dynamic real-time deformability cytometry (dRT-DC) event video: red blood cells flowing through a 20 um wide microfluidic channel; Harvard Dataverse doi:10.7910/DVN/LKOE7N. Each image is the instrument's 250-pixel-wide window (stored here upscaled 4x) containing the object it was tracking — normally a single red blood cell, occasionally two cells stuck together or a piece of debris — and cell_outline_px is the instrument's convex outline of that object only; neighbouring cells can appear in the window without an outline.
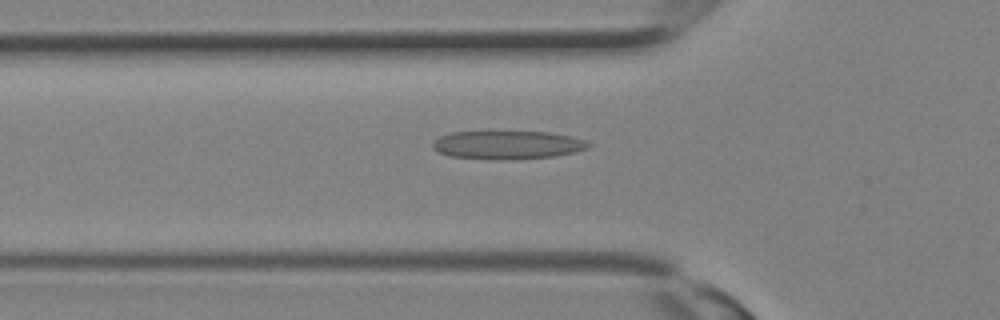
{"species": "Egyptian fruit bat (a non-hibernating species)", "species_latin": "Rousettus aegyptiacus", "temperature_condition": "room temperature", "stored_images_in_passage": 27, "camera_frame_rate_fps": 3000, "um_per_image_px": 0.085, "animal": {"sex": "female"}, "frame": {"image": 1, "passage_image": 7, "time_ms": 2.0, "image_size_px": [1000, 320], "cell_outline_px": [[592, 144], [588, 148], [576, 152], [556, 156], [520, 160], [488, 160], [448, 156], [432, 148], [432, 140], [440, 136], [452, 132], [548, 132], [568, 136], [584, 140]], "centroid_in_image_um": [43.11, 12.34], "position_along_channel_um": 82.7, "area_um2": 26.13}}
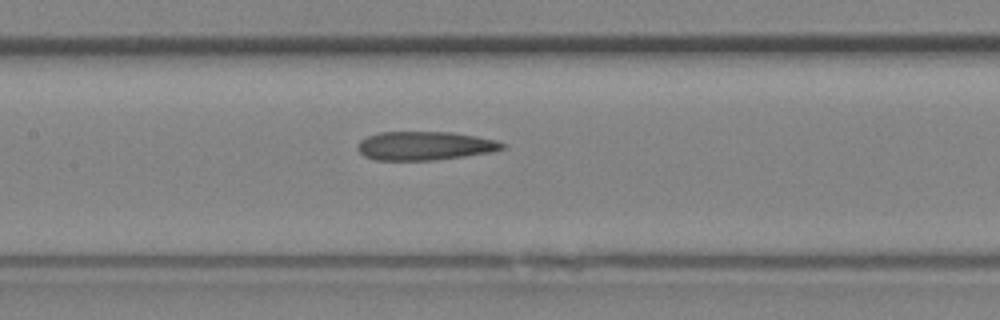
{"frame": {"image": 2, "passage_image": 11, "time_ms": 3.333, "image_size_px": [1000, 320], "cell_outline_px": [[508, 148], [492, 152], [464, 156], [432, 160], [372, 160], [364, 156], [356, 148], [360, 140], [368, 136], [380, 132], [452, 132], [476, 136], [496, 140], [504, 144]], "centroid_in_image_um": [36.11, 12.39], "position_along_channel_um": 171.3, "area_um2": 24.28}}
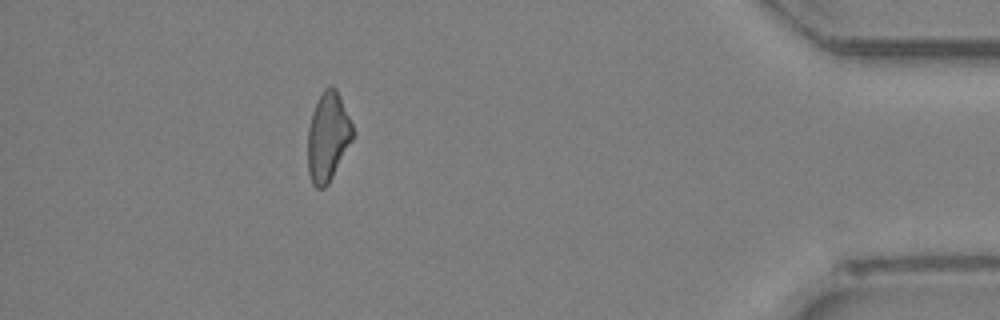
{"frame": {"image": 3, "passage_image": 24, "time_ms": 7.667, "image_size_px": [1000, 320], "cell_outline_px": [[352, 140], [328, 184], [324, 188], [316, 188], [312, 184], [308, 172], [308, 128], [312, 112], [324, 88], [332, 84], [336, 88], [340, 96], [352, 124]], "centroid_in_image_um": [27.85, 11.63], "position_along_channel_um": 407.3, "area_um2": 23.06}}